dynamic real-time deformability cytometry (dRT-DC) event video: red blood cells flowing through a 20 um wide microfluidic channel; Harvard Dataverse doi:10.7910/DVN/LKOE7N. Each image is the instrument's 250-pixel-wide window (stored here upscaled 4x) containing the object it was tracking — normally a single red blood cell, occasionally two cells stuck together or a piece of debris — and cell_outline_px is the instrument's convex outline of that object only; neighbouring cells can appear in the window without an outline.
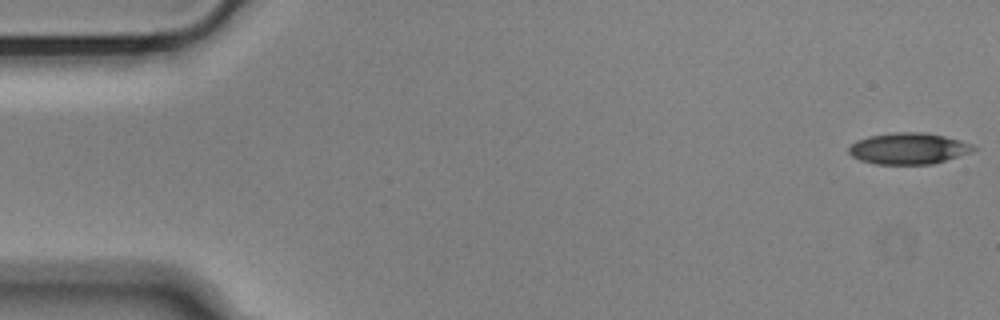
{"species": "Egyptian fruit bat (a non-hibernating species)", "species_latin": "Rousettus aegyptiacus", "temperature_condition": "cold", "stored_images_in_passage": 54, "camera_frame_rate_fps": 3000, "um_per_image_px": 0.085, "animal": {"sex": "male"}, "frame": {"image": 1, "passage_image": 1, "time_ms": 0.0, "image_size_px": [1000, 320], "cell_outline_px": [[980, 148], [972, 152], [932, 164], [876, 164], [860, 160], [852, 156], [848, 152], [848, 148], [856, 140], [868, 136], [896, 132], [928, 132], [960, 140], [972, 144]], "centroid_in_image_um": [77.24, 12.61], "position_along_channel_um": 7.8, "area_um2": 22.89}}
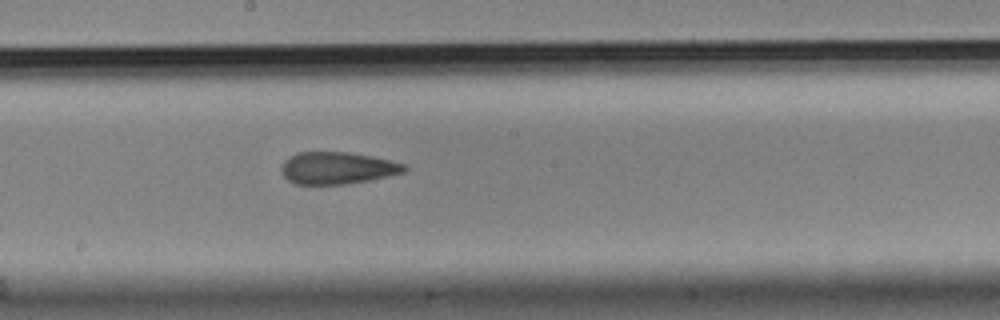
{"frame": {"image": 2, "passage_image": 29, "time_ms": 9.333, "image_size_px": [1000, 320], "cell_outline_px": [[408, 168], [404, 172], [388, 176], [368, 180], [344, 184], [296, 184], [288, 180], [284, 176], [280, 168], [284, 160], [288, 156], [296, 152], [348, 152], [388, 160], [404, 164]], "centroid_in_image_um": [28.62, 14.28], "position_along_channel_um": 219.6, "area_um2": 22.83}}
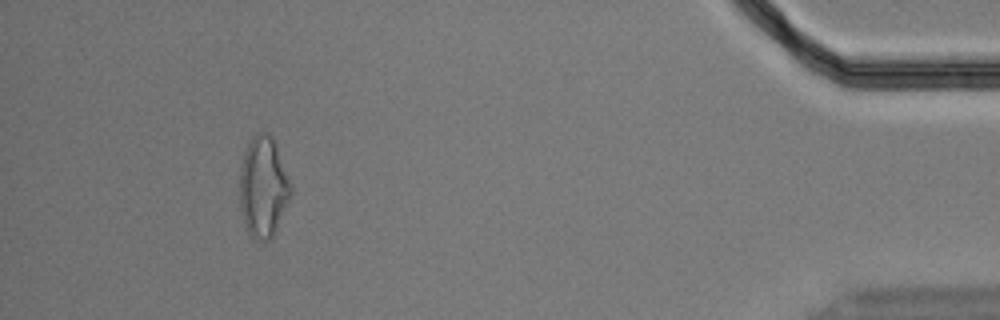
{"frame": {"image": 3, "passage_image": 50, "time_ms": 16.333, "image_size_px": [1000, 320], "cell_outline_px": [[292, 192], [276, 228], [272, 236], [268, 240], [252, 240], [244, 224], [240, 208], [240, 168], [244, 152], [252, 136], [260, 132], [268, 132], [272, 136], [276, 144], [292, 188]], "centroid_in_image_um": [22.35, 15.89], "position_along_channel_um": 412.8, "area_um2": 29.82}, "authors_computed_cell_mechanics": {"area_um2": 23.987, "velocity_mm_per_s": 3.6664, "shape_relaxation_time_tau1_ms": 7.1884, "shape_relaxation_time_tau2_ms": 3.3824, "deformation_change_tau1": 0.1642, "deformation_change_tau2": 0.1398}}